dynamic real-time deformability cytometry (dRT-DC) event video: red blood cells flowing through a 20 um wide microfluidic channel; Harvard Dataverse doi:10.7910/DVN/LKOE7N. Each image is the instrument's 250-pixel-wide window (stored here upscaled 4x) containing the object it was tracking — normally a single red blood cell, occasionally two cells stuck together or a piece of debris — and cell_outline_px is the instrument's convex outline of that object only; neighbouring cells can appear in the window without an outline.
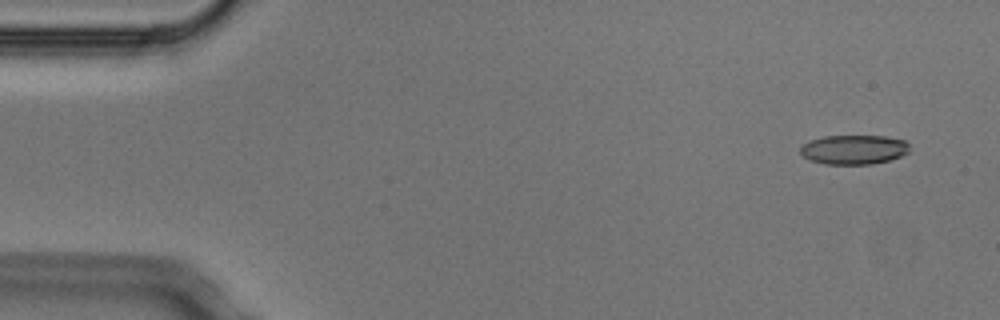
{"species": "Egyptian fruit bat (a non-hibernating species)", "species_latin": "Rousettus aegyptiacus", "temperature_condition": "cold", "stored_images_in_passage": 4, "camera_frame_rate_fps": 3000, "um_per_image_px": 0.085, "animal": {"sex": "male"}, "frame": {"image": 1, "passage_image": 1, "time_ms": 0.0, "image_size_px": [1000, 320], "cell_outline_px": [[908, 152], [900, 156], [888, 160], [872, 164], [824, 164], [812, 160], [804, 156], [800, 152], [800, 148], [808, 140], [824, 136], [884, 136], [904, 140], [908, 144]], "centroid_in_image_um": [72.55, 12.71], "position_along_channel_um": 12.4, "area_um2": 18.55}}
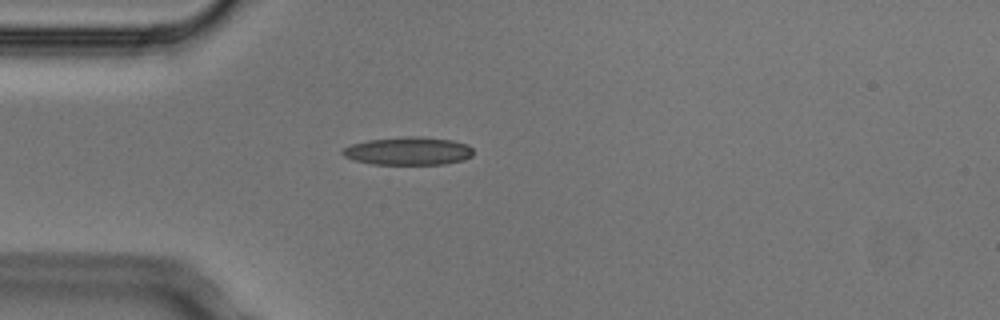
{"frame": {"image": 2, "passage_image": 4, "time_ms": 1.0, "image_size_px": [1000, 320], "cell_outline_px": [[472, 156], [464, 160], [444, 164], [372, 164], [356, 160], [344, 156], [340, 152], [344, 148], [352, 144], [368, 140], [408, 136], [416, 136], [452, 140], [468, 144], [472, 148]], "centroid_in_image_um": [34.73, 12.83], "position_along_channel_um": 50.3, "area_um2": 21.27}}